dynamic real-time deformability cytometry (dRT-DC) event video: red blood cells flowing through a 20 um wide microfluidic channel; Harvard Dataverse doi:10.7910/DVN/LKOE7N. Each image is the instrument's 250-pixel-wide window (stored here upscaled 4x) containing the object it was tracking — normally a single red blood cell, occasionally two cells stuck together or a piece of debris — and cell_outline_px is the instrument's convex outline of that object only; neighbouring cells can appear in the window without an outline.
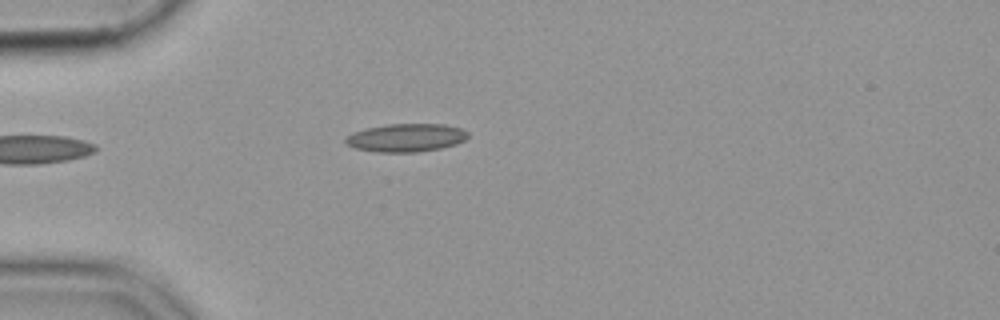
{"species": "common noctule bat (a hibernating species)", "species_latin": "Nyctalus noctula", "temperature_condition": "cold", "stored_images_in_passage": 6, "camera_frame_rate_fps": 3000, "um_per_image_px": 0.085, "animal": {"sex": "female", "body_mass_g": 19.9}, "frame": {"image": 1, "passage_image": 1, "time_ms": 0.0, "image_size_px": [1000, 320], "cell_outline_px": [[468, 136], [464, 140], [456, 144], [440, 148], [416, 152], [376, 152], [356, 148], [348, 144], [344, 140], [352, 132], [368, 128], [388, 124], [444, 124], [460, 128], [468, 132]], "centroid_in_image_um": [34.53, 11.7], "position_along_channel_um": 50.5, "area_um2": 19.88}}